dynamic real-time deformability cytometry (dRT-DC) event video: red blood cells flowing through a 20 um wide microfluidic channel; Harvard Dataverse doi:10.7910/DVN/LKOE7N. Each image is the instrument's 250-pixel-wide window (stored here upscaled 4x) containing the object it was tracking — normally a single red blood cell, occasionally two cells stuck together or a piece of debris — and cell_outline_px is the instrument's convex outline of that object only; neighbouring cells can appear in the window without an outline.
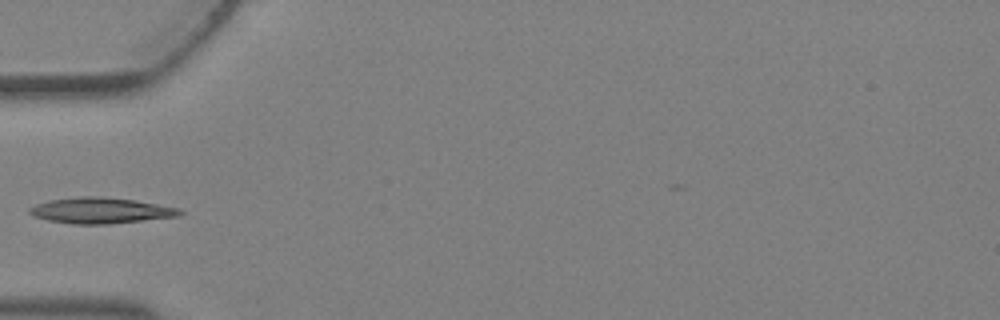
{"species": "Egyptian fruit bat (a non-hibernating species)", "species_latin": "Rousettus aegyptiacus", "temperature_condition": "warm", "stored_images_in_passage": 4, "camera_frame_rate_fps": 3000, "um_per_image_px": 0.085, "animal": {"sex": "female"}, "frame": {"image": 1, "passage_image": 4, "time_ms": 1.0, "image_size_px": [1000, 320], "cell_outline_px": [[184, 212], [180, 216], [108, 224], [72, 224], [48, 220], [32, 216], [28, 212], [28, 208], [36, 204], [48, 200], [80, 196], [100, 196], [136, 200], [180, 208]], "centroid_in_image_um": [8.55, 17.89], "position_along_channel_um": 76.5, "area_um2": 22.83}}